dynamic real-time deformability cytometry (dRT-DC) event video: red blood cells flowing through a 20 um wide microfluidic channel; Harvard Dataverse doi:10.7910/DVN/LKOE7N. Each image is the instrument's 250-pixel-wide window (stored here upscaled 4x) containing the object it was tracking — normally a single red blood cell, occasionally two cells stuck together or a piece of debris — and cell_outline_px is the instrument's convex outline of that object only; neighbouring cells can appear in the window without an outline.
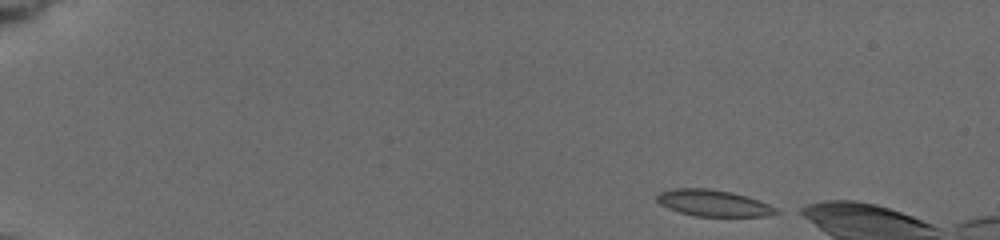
{"species": "common noctule bat (a hibernating species)", "species_latin": "Nyctalus noctula", "temperature_condition": "cold", "stored_images_in_passage": 15, "camera_frame_rate_fps": 3000, "um_per_image_px": 0.085, "animal": {"sex": "female", "body_mass_g": 19.5, "forearm_length_mm": 54.1}, "frame": {"image": 1, "passage_image": 1, "time_ms": 0.0, "image_size_px": [1000, 240], "cell_outline_px": [[780, 212], [764, 216], [692, 216], [668, 208], [660, 204], [656, 200], [656, 196], [660, 192], [672, 188], [708, 188], [732, 192], [748, 196], [768, 204], [776, 208]], "centroid_in_image_um": [60.6, 17.25], "position_along_channel_um": 24.4, "area_um2": 18.38}}